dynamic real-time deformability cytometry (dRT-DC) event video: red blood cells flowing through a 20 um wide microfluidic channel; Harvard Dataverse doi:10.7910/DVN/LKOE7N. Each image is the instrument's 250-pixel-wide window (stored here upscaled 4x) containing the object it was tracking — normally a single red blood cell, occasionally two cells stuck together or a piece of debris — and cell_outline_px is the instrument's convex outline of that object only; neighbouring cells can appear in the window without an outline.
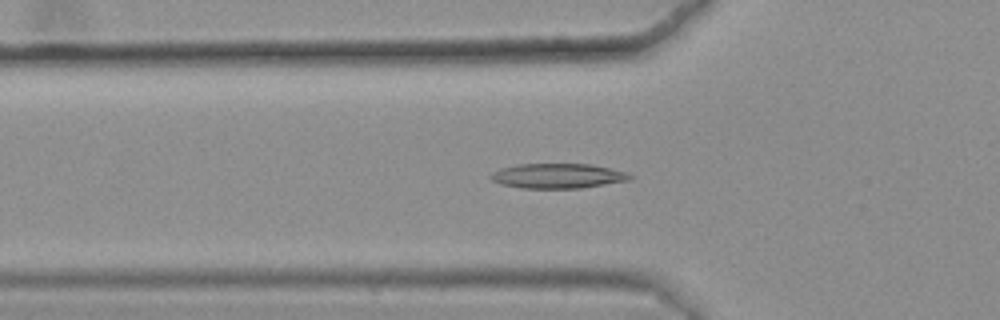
{"species": "common noctule bat (a hibernating species)", "species_latin": "Nyctalus noctula", "temperature_condition": "warm", "stored_images_in_passage": 48, "camera_frame_rate_fps": 3000, "um_per_image_px": 0.085, "animal": {"sex": "female", "body_mass_g": 25.1}, "frame": {"image": 1, "passage_image": 19, "time_ms": 6.0, "image_size_px": [1000, 320], "cell_outline_px": [[636, 176], [628, 180], [580, 188], [520, 188], [500, 184], [492, 180], [488, 176], [492, 172], [500, 168], [516, 164], [592, 164], [624, 172]], "centroid_in_image_um": [47.35, 14.95], "position_along_channel_um": 78.5, "area_um2": 20.11}}
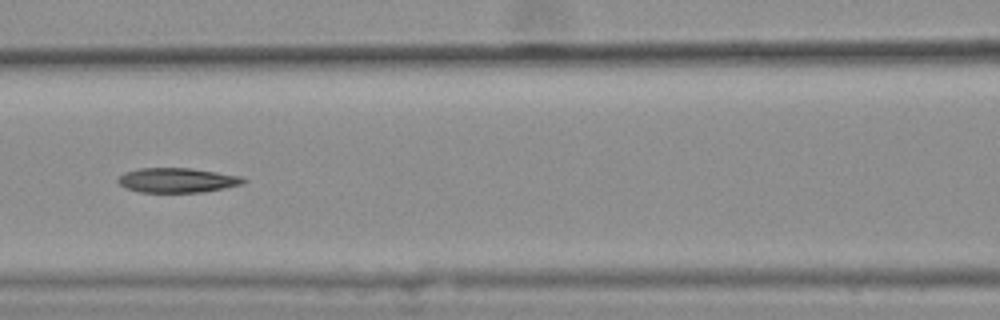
{"frame": {"image": 2, "passage_image": 25, "time_ms": 8.0, "image_size_px": [1000, 320], "cell_outline_px": [[248, 180], [244, 184], [224, 188], [200, 192], [140, 192], [124, 188], [116, 180], [124, 172], [140, 168], [192, 168], [244, 176]], "centroid_in_image_um": [15.1, 15.31], "position_along_channel_um": 151.5, "area_um2": 18.21}}
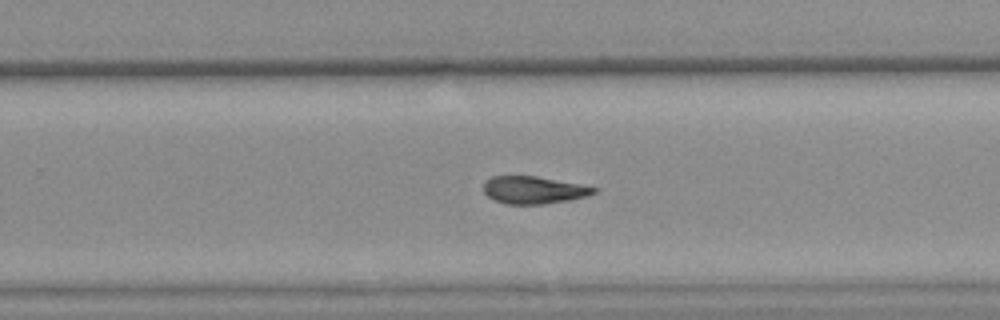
{"frame": {"image": 3, "passage_image": 36, "time_ms": 11.667, "image_size_px": [1000, 320], "cell_outline_px": [[600, 188], [596, 192], [588, 196], [568, 200], [544, 204], [504, 204], [488, 196], [484, 192], [484, 180], [492, 176], [536, 176], [580, 184]], "centroid_in_image_um": [45.37, 16.15], "position_along_channel_um": 284.4, "area_um2": 17.69}}